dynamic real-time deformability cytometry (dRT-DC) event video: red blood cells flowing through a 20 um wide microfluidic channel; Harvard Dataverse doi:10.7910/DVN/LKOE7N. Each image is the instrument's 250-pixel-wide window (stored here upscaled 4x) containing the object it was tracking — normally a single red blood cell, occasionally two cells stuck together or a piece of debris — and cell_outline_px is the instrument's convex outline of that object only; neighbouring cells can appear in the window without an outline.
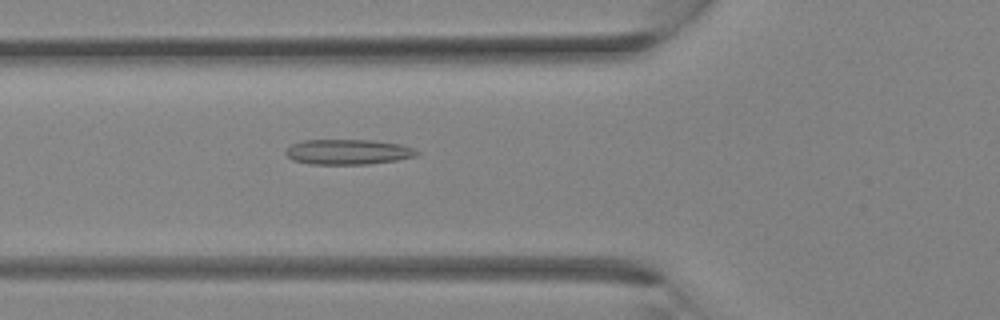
{"species": "Egyptian fruit bat (a non-hibernating species)", "species_latin": "Rousettus aegyptiacus", "temperature_condition": "room temperature", "stored_images_in_passage": 26, "camera_frame_rate_fps": 3000, "um_per_image_px": 0.085, "animal": {"sex": "female"}, "frame": {"image": 1, "passage_image": 4, "time_ms": 1.0, "image_size_px": [1000, 320], "cell_outline_px": [[420, 152], [416, 156], [396, 160], [368, 164], [312, 164], [292, 160], [284, 152], [292, 144], [304, 140], [372, 140], [400, 144], [412, 148]], "centroid_in_image_um": [29.58, 12.91], "position_along_channel_um": 96.2, "area_um2": 19.13}}
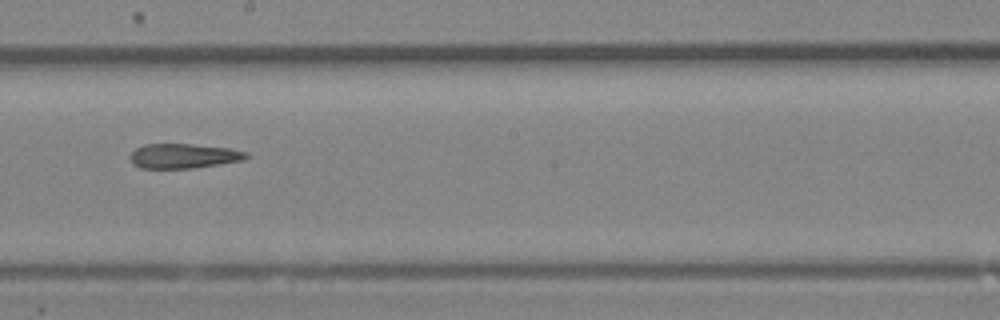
{"frame": {"image": 2, "passage_image": 11, "time_ms": 3.333, "image_size_px": [1000, 320], "cell_outline_px": [[252, 156], [244, 160], [220, 164], [192, 168], [140, 168], [132, 164], [128, 156], [136, 148], [144, 144], [192, 144], [228, 148], [248, 152]], "centroid_in_image_um": [15.61, 13.26], "position_along_channel_um": 232.6, "area_um2": 16.88}}
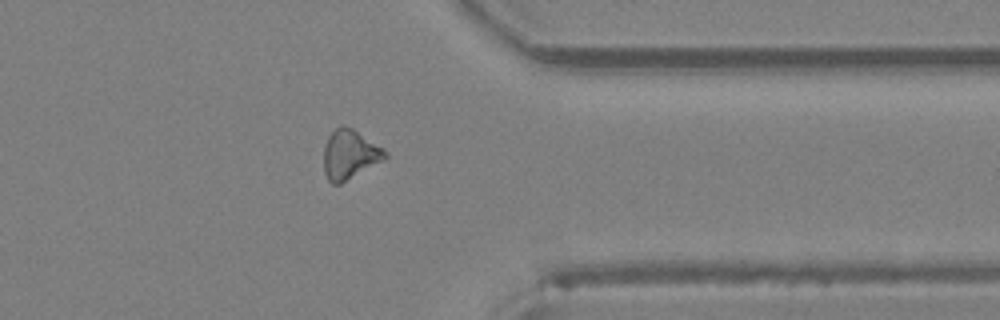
{"frame": {"image": 3, "passage_image": 19, "time_ms": 6.0, "image_size_px": [1000, 320], "cell_outline_px": [[388, 156], [384, 160], [340, 184], [332, 184], [328, 180], [324, 172], [324, 148], [328, 136], [336, 128], [344, 124], [352, 128], [388, 152]], "centroid_in_image_um": [29.72, 13.14], "position_along_channel_um": 381.7, "area_um2": 17.51}}